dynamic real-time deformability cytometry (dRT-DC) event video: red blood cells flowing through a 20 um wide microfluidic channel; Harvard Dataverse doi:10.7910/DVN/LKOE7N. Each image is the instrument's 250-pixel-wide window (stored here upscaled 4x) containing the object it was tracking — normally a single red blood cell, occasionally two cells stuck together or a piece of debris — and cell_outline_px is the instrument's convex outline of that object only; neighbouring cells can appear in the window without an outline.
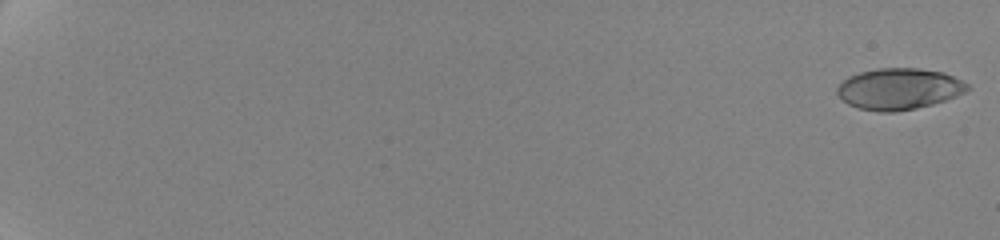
{"species": "human", "species_latin": "Homo sapiens", "temperature_condition": "cold", "stored_images_in_passage": 120, "camera_frame_rate_fps": 3000, "um_per_image_px": 0.085, "donor": {"sex": "female"}, "frame": {"image": 1, "passage_image": 1, "time_ms": 0.0, "image_size_px": [1000, 240], "cell_outline_px": [[972, 88], [956, 96], [932, 104], [916, 108], [892, 112], [876, 112], [856, 108], [848, 104], [836, 92], [836, 88], [848, 76], [860, 72], [876, 68], [920, 68], [944, 72], [968, 84]], "centroid_in_image_um": [76.4, 7.55], "position_along_channel_um": 8.6, "area_um2": 31.39}}
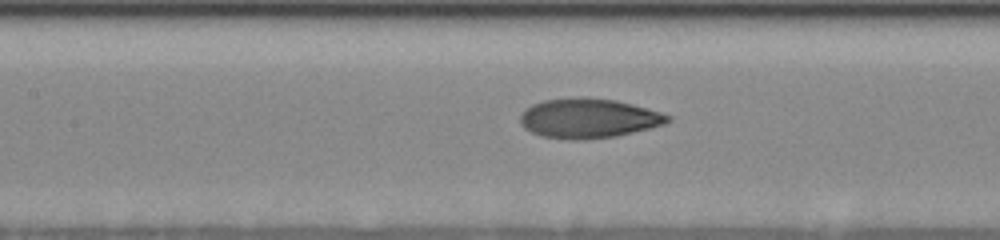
{"frame": {"image": 2, "passage_image": 46, "time_ms": 10.667, "image_size_px": [1000, 240], "cell_outline_px": [[672, 120], [664, 124], [616, 136], [584, 140], [568, 140], [540, 136], [524, 128], [520, 124], [520, 116], [524, 108], [532, 104], [544, 100], [584, 96], [616, 100], [648, 108], [672, 116]], "centroid_in_image_um": [50.0, 10.05], "position_along_channel_um": 157.4, "area_um2": 34.39}}
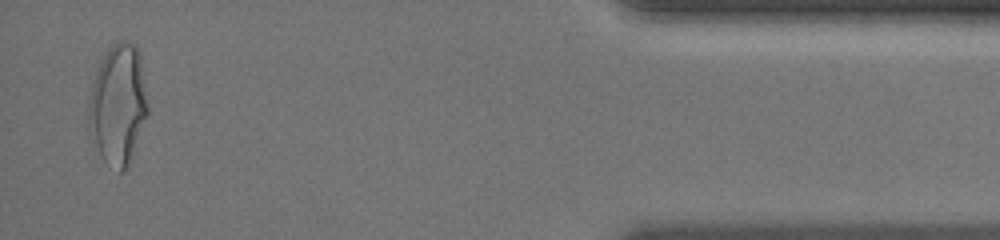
{"frame": {"image": 3, "passage_image": 119, "time_ms": 19.667, "image_size_px": [1000, 240], "cell_outline_px": [[148, 112], [128, 164], [120, 172], [104, 160], [100, 156], [88, 132], [88, 104], [92, 84], [96, 72], [108, 48], [112, 44], [120, 40], [124, 40], [136, 44], [140, 52], [148, 104]], "centroid_in_image_um": [10.02, 8.84], "position_along_channel_um": 425.2, "area_um2": 41.27}, "authors_computed_cell_mechanics": {"area_um2": 33.235, "velocity_mm_per_s": 3.5414, "shape_relaxation_time_tau1_ms": 4.5022, "shape_relaxation_time_tau2_ms": 1.3676, "deformation_change_tau1": 0.1766, "deformation_change_tau2": 0.0664}}